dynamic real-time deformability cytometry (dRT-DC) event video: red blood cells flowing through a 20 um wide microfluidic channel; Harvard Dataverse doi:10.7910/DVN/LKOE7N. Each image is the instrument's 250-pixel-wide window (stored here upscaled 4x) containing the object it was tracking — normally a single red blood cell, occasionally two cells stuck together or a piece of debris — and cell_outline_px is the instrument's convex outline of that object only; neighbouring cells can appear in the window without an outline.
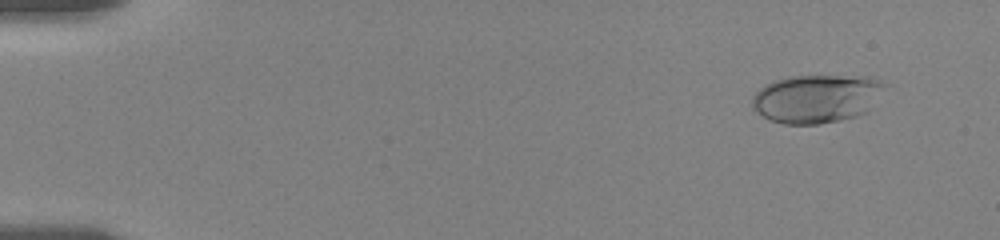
{"species": "human", "species_latin": "Homo sapiens", "temperature_condition": "room temperature", "stored_images_in_passage": 16, "camera_frame_rate_fps": 3000, "um_per_image_px": 0.085, "donor": {"sex": "female"}, "frame": {"image": 1, "passage_image": 4, "time_ms": 1.333, "image_size_px": [1000, 240], "cell_outline_px": [[884, 84], [868, 112], [856, 116], [840, 120], [820, 124], [784, 124], [772, 120], [764, 116], [752, 108], [752, 96], [764, 84], [772, 80], [788, 76], [868, 76], [880, 80]], "centroid_in_image_um": [69.36, 8.37], "position_along_channel_um": 15.6, "area_um2": 37.22}}
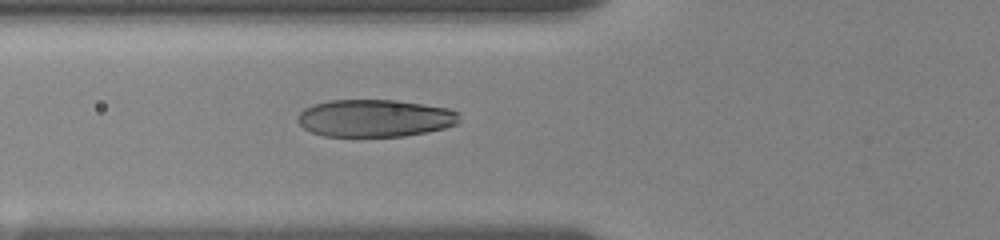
{"frame": {"image": 2, "passage_image": 13, "time_ms": 7.0, "image_size_px": [1000, 240], "cell_outline_px": [[460, 120], [456, 124], [444, 128], [404, 136], [324, 136], [312, 132], [304, 128], [296, 120], [296, 116], [304, 108], [312, 104], [328, 100], [396, 100], [448, 108], [460, 112]], "centroid_in_image_um": [31.84, 10.03], "position_along_channel_um": 94.0, "area_um2": 35.37}}
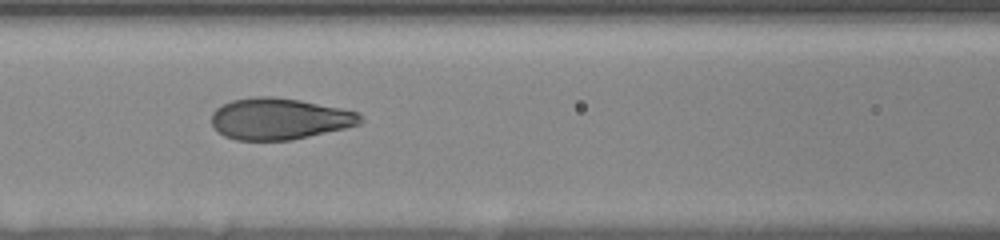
{"frame": {"image": 3, "passage_image": 15, "time_ms": 8.333, "image_size_px": [1000, 240], "cell_outline_px": [[364, 120], [360, 124], [344, 128], [308, 136], [288, 140], [236, 140], [224, 136], [212, 124], [212, 112], [216, 108], [232, 100], [252, 96], [272, 96], [300, 100], [360, 112]], "centroid_in_image_um": [23.75, 10.09], "position_along_channel_um": 142.8, "area_um2": 35.84}}